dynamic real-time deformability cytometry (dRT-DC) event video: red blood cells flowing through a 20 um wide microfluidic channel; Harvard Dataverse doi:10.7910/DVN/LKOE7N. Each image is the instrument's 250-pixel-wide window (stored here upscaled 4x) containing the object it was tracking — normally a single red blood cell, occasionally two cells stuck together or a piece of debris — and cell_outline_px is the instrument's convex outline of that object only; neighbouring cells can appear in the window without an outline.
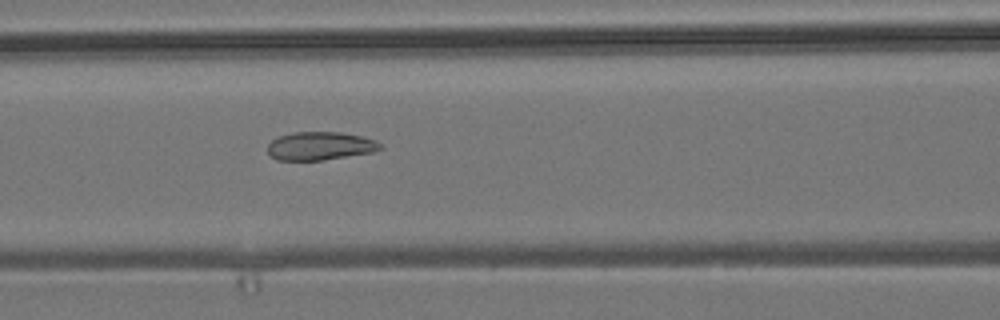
{"species": "common noctule bat (a hibernating species)", "species_latin": "Nyctalus noctula", "temperature_condition": "room temperature", "stored_images_in_passage": 55, "camera_frame_rate_fps": 3000, "um_per_image_px": 0.085, "animal": {"sex": "male", "body_mass_g": 19.2, "forearm_length_mm": 51.8}, "frame": {"image": 1, "passage_image": 23, "time_ms": 7.333, "image_size_px": [1000, 320], "cell_outline_px": [[384, 148], [376, 152], [324, 160], [276, 160], [268, 152], [268, 144], [272, 140], [280, 136], [296, 132], [340, 132], [360, 136], [376, 140]], "centroid_in_image_um": [27.25, 12.41], "position_along_channel_um": 139.3, "area_um2": 18.61}}
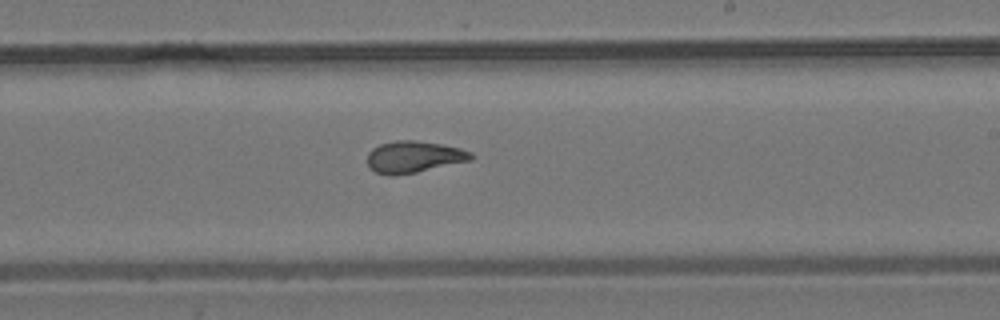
{"frame": {"image": 2, "passage_image": 32, "time_ms": 10.333, "image_size_px": [1000, 320], "cell_outline_px": [[476, 156], [472, 160], [416, 172], [392, 176], [376, 172], [368, 168], [368, 152], [372, 148], [380, 144], [396, 140], [416, 140], [440, 144], [460, 148], [472, 152]], "centroid_in_image_um": [35.18, 13.33], "position_along_channel_um": 253.8, "area_um2": 19.25}}
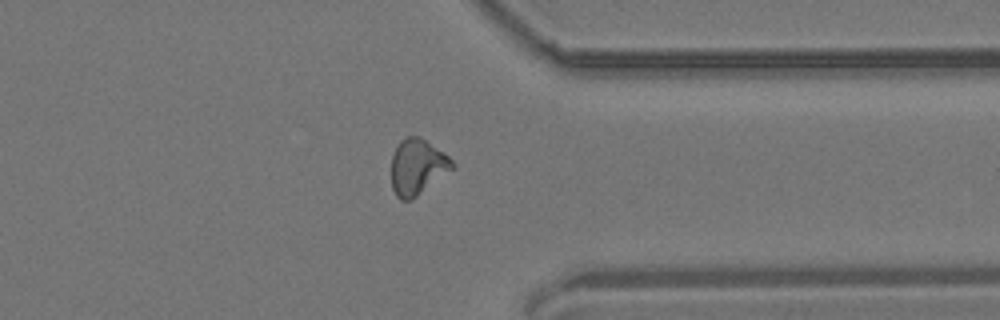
{"frame": {"image": 3, "passage_image": 42, "time_ms": 13.667, "image_size_px": [1000, 320], "cell_outline_px": [[456, 168], [412, 200], [400, 200], [396, 196], [392, 188], [392, 156], [400, 140], [408, 136], [416, 136], [424, 140], [444, 152], [456, 164]], "centroid_in_image_um": [35.51, 14.22], "position_along_channel_um": 375.9, "area_um2": 19.94}}